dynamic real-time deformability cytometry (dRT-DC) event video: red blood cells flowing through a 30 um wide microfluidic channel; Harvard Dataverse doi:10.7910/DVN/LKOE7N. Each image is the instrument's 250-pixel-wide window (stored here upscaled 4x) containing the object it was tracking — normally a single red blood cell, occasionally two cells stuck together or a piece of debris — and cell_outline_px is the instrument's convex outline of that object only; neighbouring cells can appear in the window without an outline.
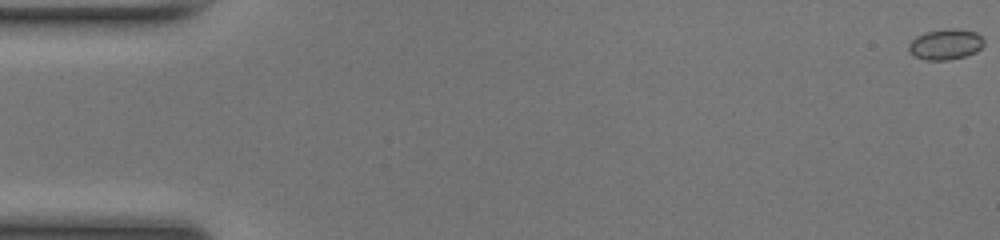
{"species": "common noctule bat (a hibernating species)", "species_latin": "Nyctalus noctula", "temperature_condition": "room temperature", "stored_images_in_passage": 51, "camera_frame_rate_fps": 3000, "um_per_image_px": 0.085, "animal": {"sex": "female", "body_mass_g": 17.0, "forearm_length_mm": 48.0}, "frame": {"image": 1, "passage_image": 1, "time_ms": 0.0, "image_size_px": [1000, 240], "cell_outline_px": [[984, 44], [976, 52], [964, 56], [948, 60], [924, 60], [908, 52], [908, 44], [916, 36], [924, 32], [948, 28], [956, 28], [976, 32], [984, 40]], "centroid_in_image_um": [80.35, 3.76], "position_along_channel_um": 4.6, "area_um2": 13.53}}
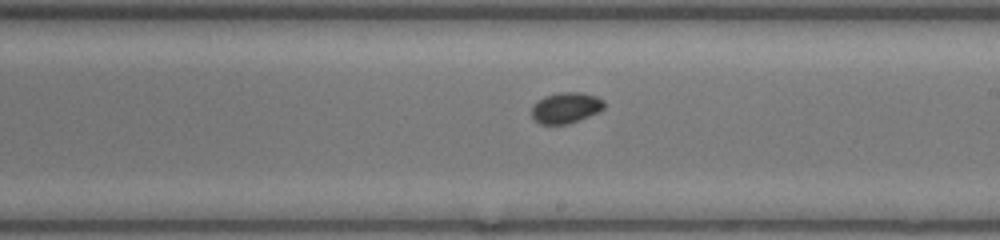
{"frame": {"image": 2, "passage_image": 30, "time_ms": 9.667, "image_size_px": [1000, 240], "cell_outline_px": [[604, 108], [588, 116], [564, 124], [540, 124], [532, 116], [532, 104], [536, 100], [544, 96], [560, 92], [580, 92], [596, 96], [604, 100]], "centroid_in_image_um": [48.06, 9.13], "position_along_channel_um": 240.9, "area_um2": 12.89}}
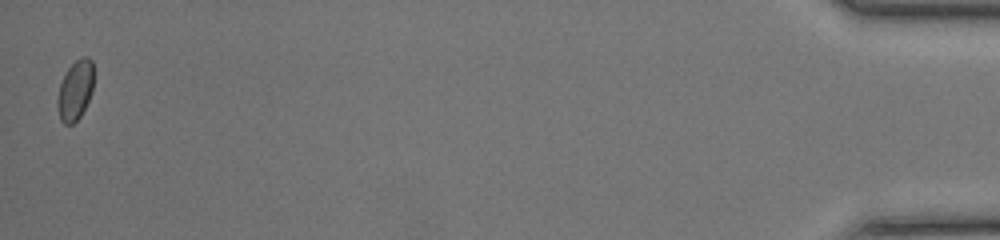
{"frame": {"image": 3, "passage_image": 51, "time_ms": 16.667, "image_size_px": [1000, 240], "cell_outline_px": [[92, 92], [80, 116], [72, 124], [64, 124], [60, 120], [56, 104], [56, 100], [60, 84], [68, 68], [76, 60], [84, 56], [88, 56], [92, 60]], "centroid_in_image_um": [6.37, 7.68], "position_along_channel_um": 428.8, "area_um2": 12.48}, "authors_computed_cell_mechanics": {"area_um2": 12.8894, "velocity_mm_per_s": 4.1499, "shape_relaxation_time_tau1_ms": 2.9706, "shape_relaxation_time_tau2_ms": null, "deformation_change_tau1": 0.05, "deformation_change_tau2": null}}